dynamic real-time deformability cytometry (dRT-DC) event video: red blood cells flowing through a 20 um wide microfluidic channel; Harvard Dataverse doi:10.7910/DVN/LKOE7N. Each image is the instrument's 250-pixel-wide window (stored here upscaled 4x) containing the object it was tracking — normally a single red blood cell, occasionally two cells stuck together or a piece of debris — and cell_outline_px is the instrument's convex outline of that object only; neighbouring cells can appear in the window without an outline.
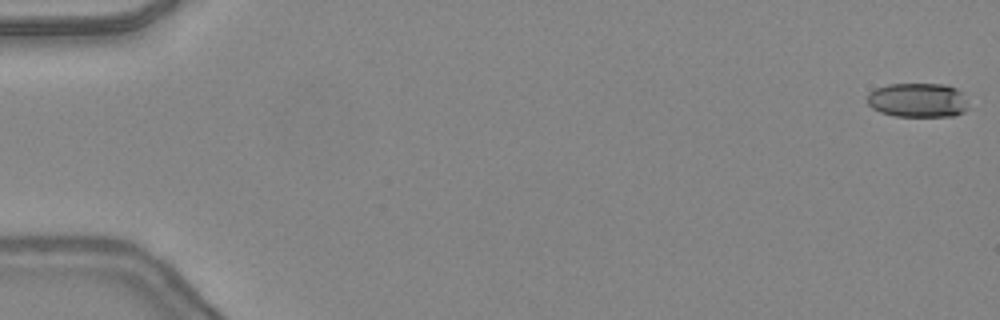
{"species": "common noctule bat (a hibernating species)", "species_latin": "Nyctalus noctula", "temperature_condition": "warm", "stored_images_in_passage": 3, "camera_frame_rate_fps": 3000, "um_per_image_px": 0.085, "animal": {"sex": "female", "body_mass_g": 24.6, "forearm_length_mm": 56.2}, "frame": {"image": 1, "passage_image": 1, "time_ms": 0.0, "image_size_px": [1000, 320], "cell_outline_px": [[968, 108], [964, 112], [956, 116], [896, 116], [880, 112], [872, 108], [868, 104], [868, 92], [876, 88], [888, 84], [944, 84], [956, 88], [960, 92]], "centroid_in_image_um": [77.99, 8.52], "position_along_channel_um": 7.0, "area_um2": 20.17}}